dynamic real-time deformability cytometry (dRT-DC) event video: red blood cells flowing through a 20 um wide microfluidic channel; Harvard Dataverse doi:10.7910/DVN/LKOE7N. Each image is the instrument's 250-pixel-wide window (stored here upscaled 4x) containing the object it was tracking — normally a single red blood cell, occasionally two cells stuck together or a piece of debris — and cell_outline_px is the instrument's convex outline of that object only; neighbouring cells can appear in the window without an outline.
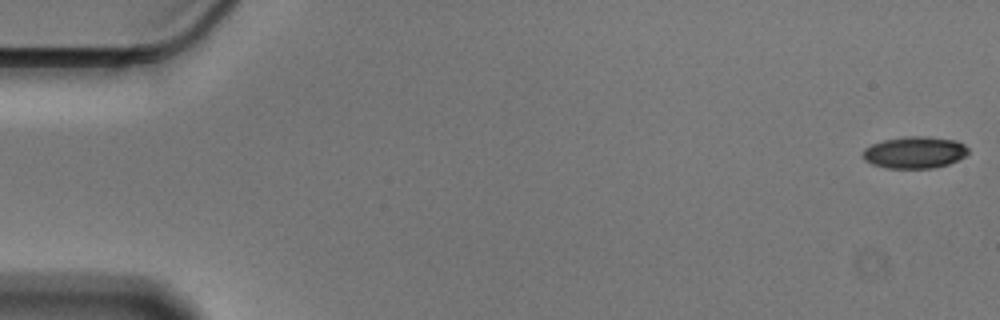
{"species": "Egyptian fruit bat (a non-hibernating species)", "species_latin": "Rousettus aegyptiacus", "temperature_condition": "cold", "stored_images_in_passage": 56, "camera_frame_rate_fps": 3000, "um_per_image_px": 0.085, "animal": {"sex": "male"}, "frame": {"image": 1, "passage_image": 1, "time_ms": 0.0, "image_size_px": [1000, 320], "cell_outline_px": [[968, 152], [964, 156], [948, 164], [932, 168], [888, 168], [872, 164], [864, 160], [864, 148], [872, 144], [884, 140], [908, 136], [924, 136], [956, 140], [964, 144], [968, 148]], "centroid_in_image_um": [77.75, 12.95], "position_along_channel_um": 7.3, "area_um2": 19.36}}
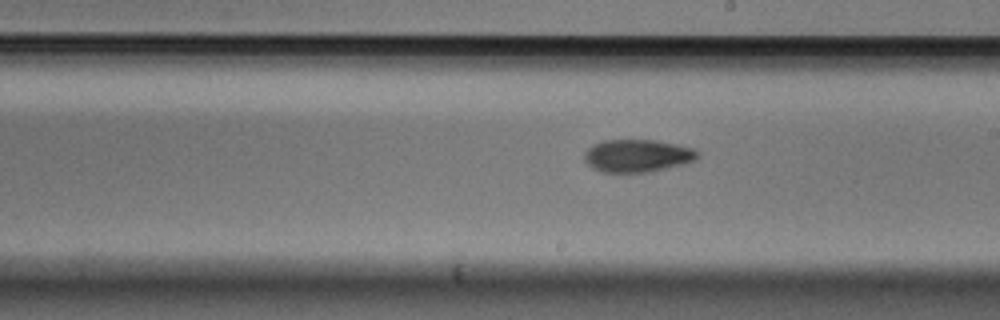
{"frame": {"image": 2, "passage_image": 32, "time_ms": 10.333, "image_size_px": [1000, 320], "cell_outline_px": [[700, 156], [696, 160], [684, 164], [652, 172], [600, 172], [592, 168], [584, 160], [584, 152], [592, 144], [604, 140], [656, 140], [676, 144], [692, 148], [700, 152]], "centroid_in_image_um": [54.19, 13.24], "position_along_channel_um": 234.8, "area_um2": 21.85}}
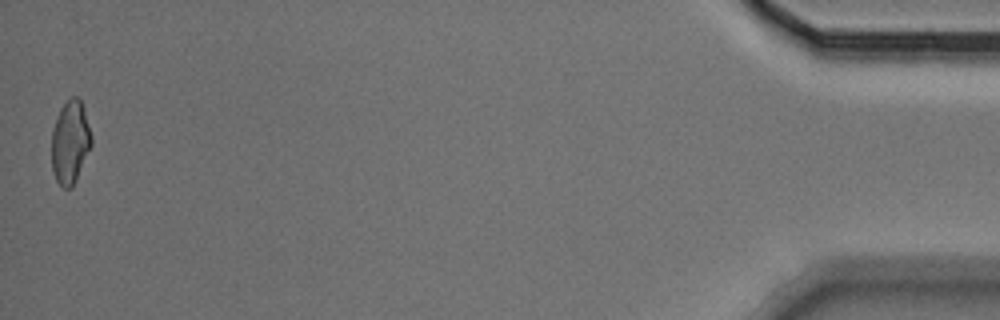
{"frame": {"image": 3, "passage_image": 56, "time_ms": 18.333, "image_size_px": [1000, 320], "cell_outline_px": [[92, 144], [76, 180], [72, 188], [64, 188], [56, 180], [52, 172], [52, 128], [56, 116], [60, 108], [72, 96], [76, 96], [80, 100], [84, 108], [92, 136]], "centroid_in_image_um": [5.96, 12.08], "position_along_channel_um": 429.2, "area_um2": 19.36}, "authors_computed_cell_mechanics": {"area_um2": 20.6057, "velocity_mm_per_s": 3.5751, "shape_relaxation_time_tau1_ms": 5.3365, "shape_relaxation_time_tau2_ms": 3.3485, "deformation_change_tau1": 0.1233, "deformation_change_tau2": 0.0887}}